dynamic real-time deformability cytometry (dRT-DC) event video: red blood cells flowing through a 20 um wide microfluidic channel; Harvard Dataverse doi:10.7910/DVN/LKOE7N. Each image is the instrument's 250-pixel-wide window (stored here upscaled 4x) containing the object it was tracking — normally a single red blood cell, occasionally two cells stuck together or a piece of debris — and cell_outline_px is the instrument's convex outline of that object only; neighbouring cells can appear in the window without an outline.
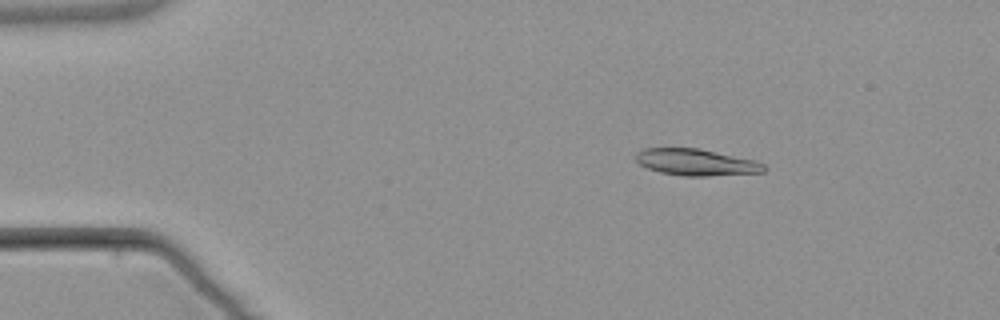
{"species": "common noctule bat (a hibernating species)", "species_latin": "Nyctalus noctula", "temperature_condition": "warm", "stored_images_in_passage": 5, "camera_frame_rate_fps": 3000, "um_per_image_px": 0.085, "animal": {"sex": "male", "body_mass_g": 21.5, "forearm_length_mm": 52.0}, "frame": {"image": 1, "passage_image": 3, "time_ms": 2.667, "image_size_px": [1000, 320], "cell_outline_px": [[768, 168], [764, 172], [708, 176], [684, 176], [660, 172], [648, 168], [640, 164], [636, 160], [636, 152], [644, 148], [700, 148], [756, 160], [764, 164]], "centroid_in_image_um": [59.21, 13.79], "position_along_channel_um": 25.8, "area_um2": 20.0}}